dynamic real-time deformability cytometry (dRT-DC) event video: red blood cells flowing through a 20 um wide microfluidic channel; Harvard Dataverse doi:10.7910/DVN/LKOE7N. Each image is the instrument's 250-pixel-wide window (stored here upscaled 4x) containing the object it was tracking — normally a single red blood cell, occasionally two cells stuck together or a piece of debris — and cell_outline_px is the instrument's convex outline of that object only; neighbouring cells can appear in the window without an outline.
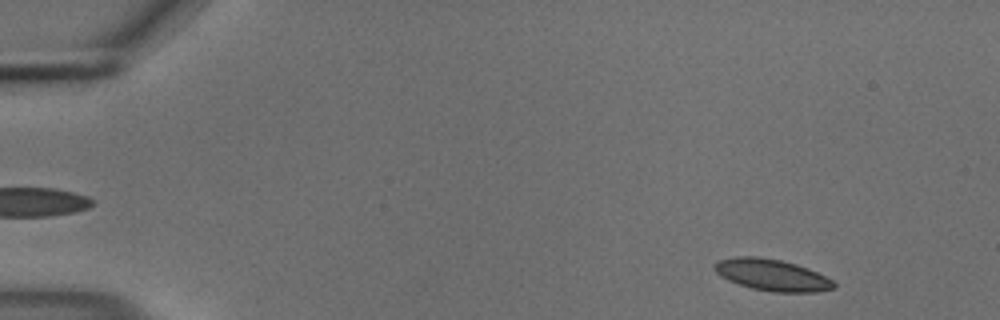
{"species": "common noctule bat (a hibernating species)", "species_latin": "Nyctalus noctula", "temperature_condition": "cold", "stored_images_in_passage": 19, "camera_frame_rate_fps": 3000, "um_per_image_px": 0.085, "animal": {"sex": "male", "body_mass_g": 18.8}, "frame": {"image": 1, "passage_image": 4, "time_ms": 1.0, "image_size_px": [1000, 320], "cell_outline_px": [[836, 288], [816, 292], [772, 292], [752, 288], [728, 280], [720, 276], [712, 268], [720, 260], [736, 256], [756, 256], [780, 260], [796, 264], [808, 268], [832, 280], [836, 284]], "centroid_in_image_um": [65.63, 23.37], "position_along_channel_um": 19.4, "area_um2": 21.85}}
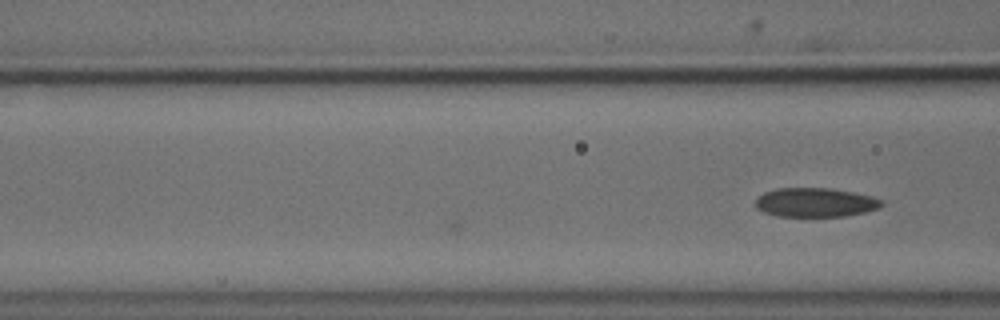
{"frame": {"image": 2, "passage_image": 19, "time_ms": 6.0, "image_size_px": [1000, 320], "cell_outline_px": [[884, 204], [880, 208], [864, 212], [844, 216], [776, 216], [764, 212], [756, 208], [756, 200], [764, 192], [776, 188], [832, 188], [872, 196], [884, 200]], "centroid_in_image_um": [69.33, 17.2], "position_along_channel_um": 97.3, "area_um2": 21.44}}